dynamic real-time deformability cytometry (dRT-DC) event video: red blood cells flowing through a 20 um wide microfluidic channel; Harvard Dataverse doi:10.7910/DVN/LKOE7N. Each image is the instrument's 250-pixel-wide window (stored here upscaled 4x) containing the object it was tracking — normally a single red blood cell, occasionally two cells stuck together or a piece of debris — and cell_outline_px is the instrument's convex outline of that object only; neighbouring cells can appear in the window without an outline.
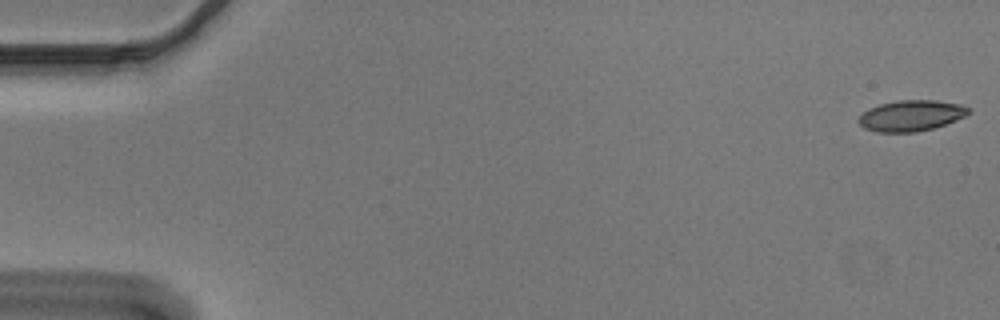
{"species": "Egyptian fruit bat (a non-hibernating species)", "species_latin": "Rousettus aegyptiacus", "temperature_condition": "cold", "stored_images_in_passage": 55, "camera_frame_rate_fps": 3000, "um_per_image_px": 0.085, "animal": {"sex": "male"}, "frame": {"image": 1, "passage_image": 1, "time_ms": 0.0, "image_size_px": [1000, 320], "cell_outline_px": [[972, 112], [956, 120], [932, 128], [916, 132], [876, 132], [864, 128], [856, 120], [868, 108], [880, 104], [900, 100], [936, 100], [960, 104], [968, 108]], "centroid_in_image_um": [77.42, 9.83], "position_along_channel_um": 7.6, "area_um2": 19.71}}
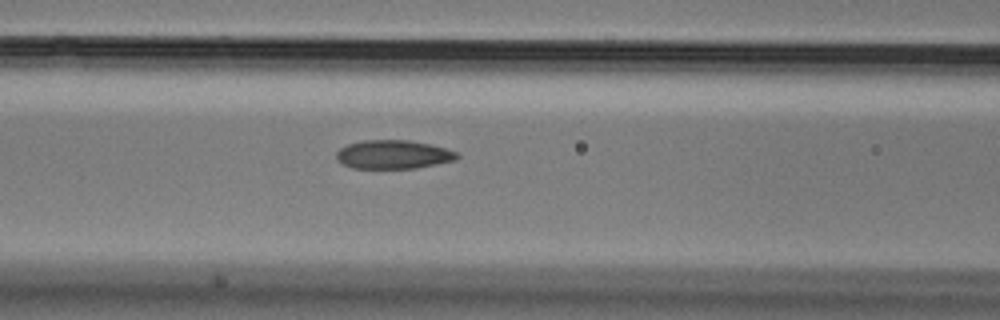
{"frame": {"image": 2, "passage_image": 23, "time_ms": 7.333, "image_size_px": [1000, 320], "cell_outline_px": [[460, 156], [456, 160], [416, 168], [352, 168], [336, 160], [336, 152], [340, 148], [348, 144], [364, 140], [408, 140], [432, 144], [456, 152]], "centroid_in_image_um": [33.42, 13.13], "position_along_channel_um": 133.2, "area_um2": 20.17}}
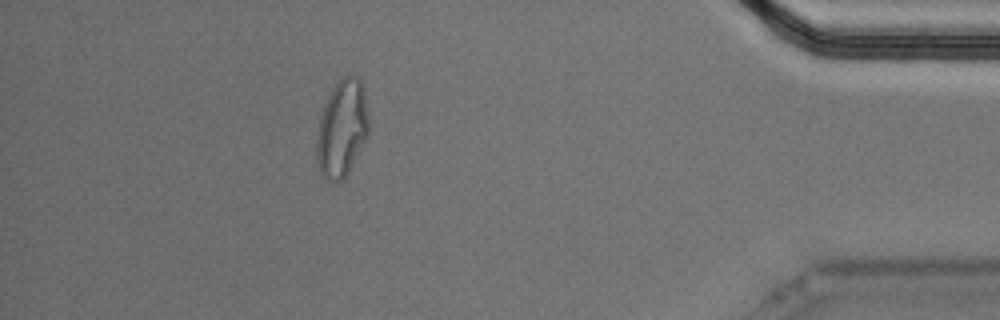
{"frame": {"image": 3, "passage_image": 49, "time_ms": 16.0, "image_size_px": [1000, 320], "cell_outline_px": [[368, 136], [344, 180], [336, 184], [324, 180], [320, 172], [316, 160], [316, 144], [320, 116], [324, 104], [332, 88], [340, 76], [356, 76], [360, 80], [364, 88], [368, 116]], "centroid_in_image_um": [29.05, 10.96], "position_along_channel_um": 406.1, "area_um2": 29.94}, "authors_computed_cell_mechanics": {"area_um2": 20.7502, "velocity_mm_per_s": 3.6706, "shape_relaxation_time_tau1_ms": 10.4264, "shape_relaxation_time_tau2_ms": 2.2595, "deformation_change_tau1": 0.2292, "deformation_change_tau2": 0.0668}}